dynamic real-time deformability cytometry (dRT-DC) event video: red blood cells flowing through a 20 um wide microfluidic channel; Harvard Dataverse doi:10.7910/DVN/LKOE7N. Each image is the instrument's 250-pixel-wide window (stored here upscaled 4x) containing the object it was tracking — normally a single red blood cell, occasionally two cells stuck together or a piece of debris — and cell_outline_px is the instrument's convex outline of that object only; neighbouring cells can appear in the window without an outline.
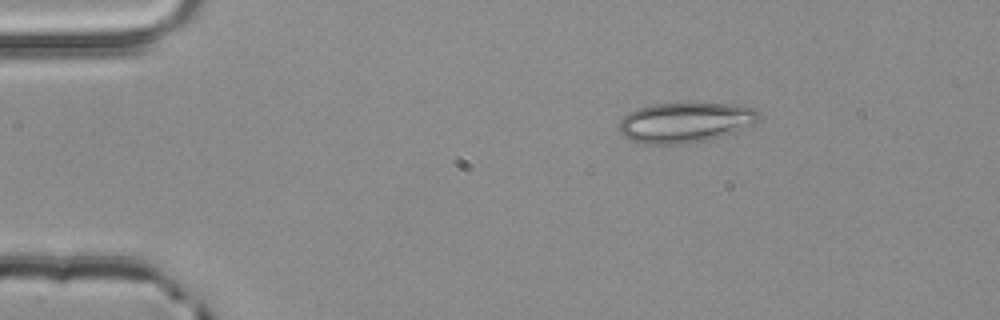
{"species": "common noctule bat (a hibernating species)", "species_latin": "Nyctalus noctula", "temperature_condition": "room temperature", "stored_images_in_passage": 5, "segment_of_instrument_passage": [1, 2], "camera_frame_rate_fps": 3000, "um_per_image_px": 0.085, "animal": {"sex": "male", "body_mass_g": 20.4}, "frame": {"image": 1, "passage_image": 1, "time_ms": 0.0, "image_size_px": [1000, 320], "cell_outline_px": [[760, 120], [752, 124], [724, 136], [708, 140], [680, 144], [644, 144], [628, 140], [620, 132], [620, 120], [628, 112], [636, 108], [652, 104], [728, 104], [752, 108], [760, 112]], "centroid_in_image_um": [58.21, 10.42], "position_along_channel_um": 26.8, "area_um2": 32.6}}